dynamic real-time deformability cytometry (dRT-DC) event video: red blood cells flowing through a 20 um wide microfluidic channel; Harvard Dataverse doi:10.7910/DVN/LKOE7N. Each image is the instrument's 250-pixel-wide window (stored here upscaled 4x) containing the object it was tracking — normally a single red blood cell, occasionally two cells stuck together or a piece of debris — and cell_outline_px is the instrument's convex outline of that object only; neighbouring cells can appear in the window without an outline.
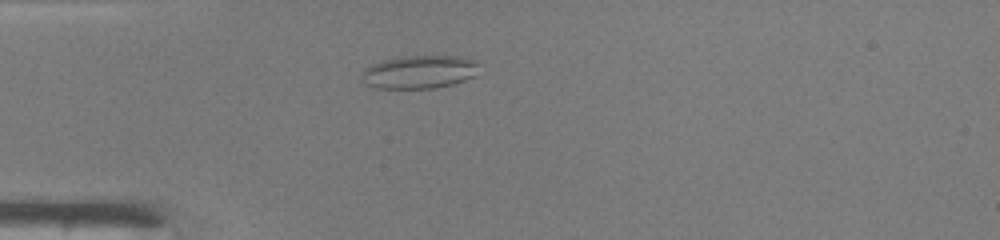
{"species": "common noctule bat (a hibernating species)", "species_latin": "Nyctalus noctula", "temperature_condition": "warm", "stored_images_in_passage": 35, "camera_frame_rate_fps": 3000, "um_per_image_px": 0.085, "animal": {"sex": "male", "body_mass_g": 19.0, "forearm_length_mm": 50.8}, "frame": {"image": 1, "passage_image": 5, "time_ms": 1.333, "image_size_px": [1000, 240], "cell_outline_px": [[480, 64], [476, 76], [452, 84], [436, 88], [376, 88], [364, 84], [360, 80], [360, 76], [364, 68], [380, 60], [400, 56], [460, 56], [476, 60]], "centroid_in_image_um": [35.62, 6.11], "position_along_channel_um": 49.4, "area_um2": 23.18}}
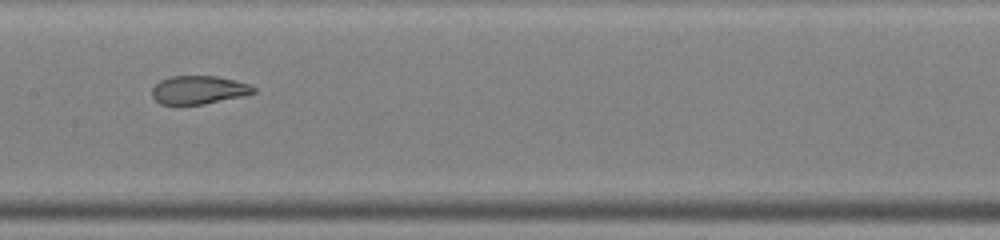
{"frame": {"image": 2, "passage_image": 16, "time_ms": 5.0, "image_size_px": [1000, 240], "cell_outline_px": [[256, 92], [244, 96], [204, 104], [160, 104], [152, 96], [152, 88], [160, 80], [172, 76], [216, 76], [236, 80], [248, 84], [256, 88]], "centroid_in_image_um": [16.91, 7.64], "position_along_channel_um": 190.5, "area_um2": 16.76}}
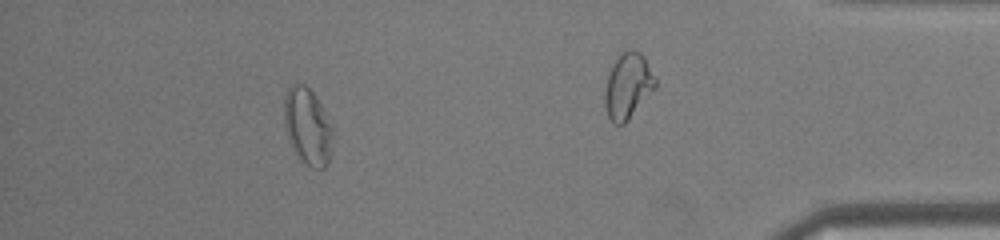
{"frame": {"image": 3, "passage_image": 30, "time_ms": 9.667, "image_size_px": [1000, 240], "cell_outline_px": [[336, 128], [328, 164], [324, 168], [312, 168], [300, 160], [292, 144], [284, 124], [284, 96], [288, 88], [292, 84], [304, 84], [316, 96]], "centroid_in_image_um": [26.21, 10.74], "position_along_channel_um": 409.0, "area_um2": 22.14}, "authors_computed_cell_mechanics": {"area_um2": 18.9584, "velocity_mm_per_s": 4.2565, "shape_relaxation_time_tau1_ms": null, "shape_relaxation_time_tau2_ms": 0.8867, "deformation_change_tau1": null, "deformation_change_tau2": 0.0701}}